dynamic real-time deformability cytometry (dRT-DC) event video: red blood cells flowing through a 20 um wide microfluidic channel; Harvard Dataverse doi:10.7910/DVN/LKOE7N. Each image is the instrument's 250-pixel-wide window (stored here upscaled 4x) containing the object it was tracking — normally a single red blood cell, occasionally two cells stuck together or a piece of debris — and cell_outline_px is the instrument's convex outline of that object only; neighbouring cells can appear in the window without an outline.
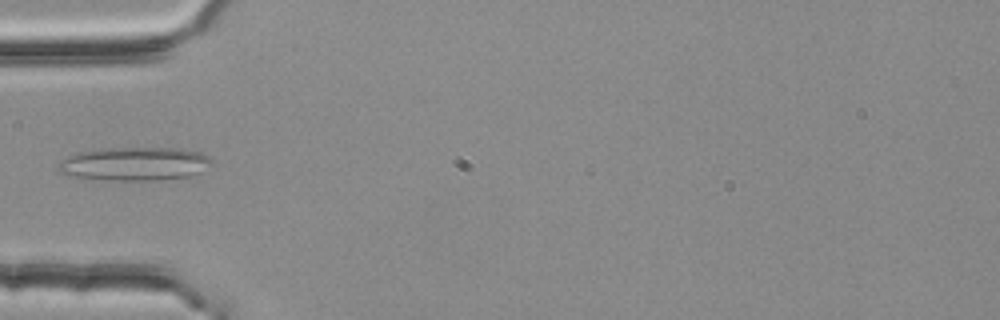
{"species": "common noctule bat (a hibernating species)", "species_latin": "Nyctalus noctula", "temperature_condition": "room temperature", "stored_images_in_passage": 3, "camera_frame_rate_fps": 3000, "um_per_image_px": 0.085, "animal": {"sex": "female", "body_mass_g": 25.1}, "frame": {"image": 1, "passage_image": 3, "time_ms": 0.667, "image_size_px": [1000, 320], "cell_outline_px": [[216, 164], [192, 176], [156, 180], [104, 180], [76, 176], [60, 172], [56, 168], [56, 164], [60, 160], [76, 152], [100, 148], [184, 148], [200, 152], [208, 156]], "centroid_in_image_um": [11.47, 13.91], "position_along_channel_um": 73.5, "area_um2": 30.4}}